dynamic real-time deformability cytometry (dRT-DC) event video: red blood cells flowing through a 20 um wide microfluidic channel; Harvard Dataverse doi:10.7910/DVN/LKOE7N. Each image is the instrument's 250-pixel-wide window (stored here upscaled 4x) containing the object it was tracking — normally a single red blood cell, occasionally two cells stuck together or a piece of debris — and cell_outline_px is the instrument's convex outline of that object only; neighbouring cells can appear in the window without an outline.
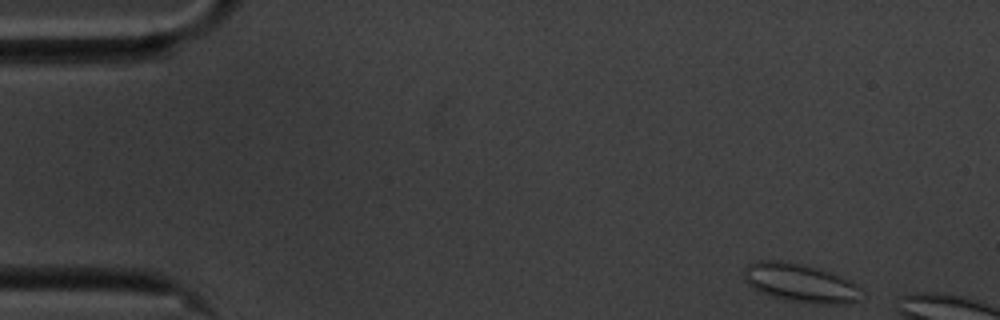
{"species": "common noctule bat (a hibernating species)", "species_latin": "Nyctalus noctula", "temperature_condition": "cold", "stored_images_in_passage": 8, "camera_frame_rate_fps": 3000, "um_per_image_px": 0.085, "animal": {"sex": "male", "body_mass_g": 20.1, "forearm_length_mm": 53.5}, "frame": {"image": 1, "passage_image": 1, "time_ms": 0.0, "image_size_px": [1000, 320], "cell_outline_px": [[864, 292], [856, 300], [848, 304], [816, 304], [784, 300], [768, 296], [752, 288], [744, 280], [744, 268], [748, 264], [756, 260], [784, 260], [816, 268], [840, 276], [856, 284]], "centroid_in_image_um": [67.98, 24.06], "position_along_channel_um": 17.0, "area_um2": 26.65}}